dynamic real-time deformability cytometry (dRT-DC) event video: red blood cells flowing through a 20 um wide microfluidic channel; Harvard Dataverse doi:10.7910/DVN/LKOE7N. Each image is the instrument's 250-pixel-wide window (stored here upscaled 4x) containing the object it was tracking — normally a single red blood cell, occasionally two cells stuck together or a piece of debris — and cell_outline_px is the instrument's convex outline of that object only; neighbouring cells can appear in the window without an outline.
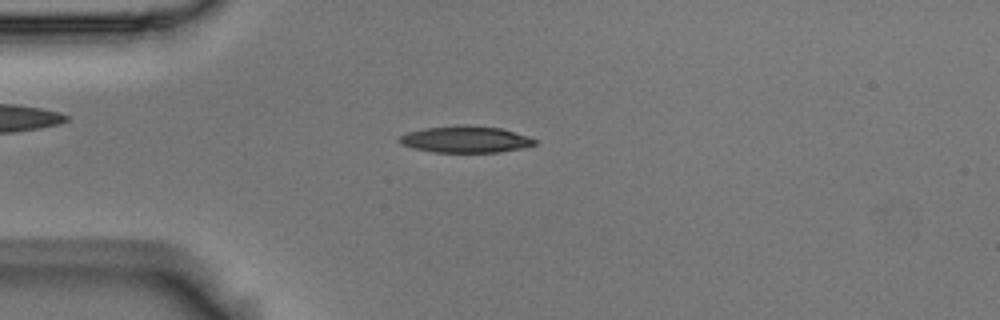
{"species": "Egyptian fruit bat (a non-hibernating species)", "species_latin": "Rousettus aegyptiacus", "temperature_condition": "room temperature", "stored_images_in_passage": 5, "camera_frame_rate_fps": 3000, "um_per_image_px": 0.085, "animal": {"sex": "male"}, "frame": {"image": 1, "passage_image": 3, "time_ms": 0.667, "image_size_px": [1000, 320], "cell_outline_px": [[536, 144], [524, 148], [500, 152], [432, 152], [412, 148], [400, 144], [396, 140], [400, 136], [408, 132], [424, 128], [460, 124], [464, 124], [500, 128], [528, 136], [536, 140]], "centroid_in_image_um": [39.54, 11.84], "position_along_channel_um": 45.5, "area_um2": 21.21}}
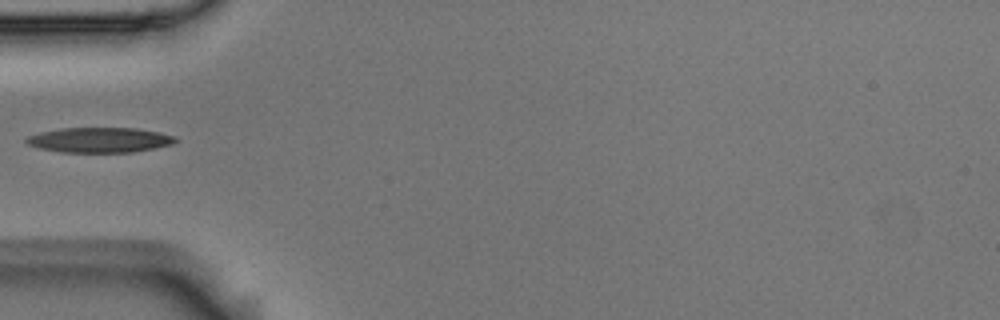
{"frame": {"image": 2, "passage_image": 4, "time_ms": 1.0, "image_size_px": [1000, 320], "cell_outline_px": [[176, 140], [172, 144], [132, 152], [60, 152], [40, 148], [28, 144], [24, 140], [28, 136], [40, 132], [60, 128], [136, 128], [160, 132], [176, 136]], "centroid_in_image_um": [8.45, 11.89], "position_along_channel_um": 76.5, "area_um2": 21.68}}
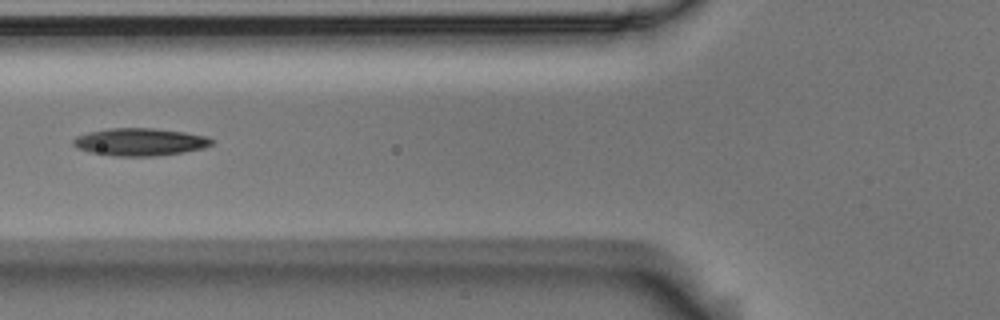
{"frame": {"image": 3, "passage_image": 5, "time_ms": 1.333, "image_size_px": [1000, 320], "cell_outline_px": [[216, 140], [212, 144], [200, 148], [180, 152], [156, 156], [112, 156], [88, 152], [76, 148], [72, 144], [72, 140], [76, 136], [88, 132], [108, 128], [152, 128], [184, 132], [208, 136]], "centroid_in_image_um": [11.84, 12.06], "position_along_channel_um": 114.0, "area_um2": 22.31}}